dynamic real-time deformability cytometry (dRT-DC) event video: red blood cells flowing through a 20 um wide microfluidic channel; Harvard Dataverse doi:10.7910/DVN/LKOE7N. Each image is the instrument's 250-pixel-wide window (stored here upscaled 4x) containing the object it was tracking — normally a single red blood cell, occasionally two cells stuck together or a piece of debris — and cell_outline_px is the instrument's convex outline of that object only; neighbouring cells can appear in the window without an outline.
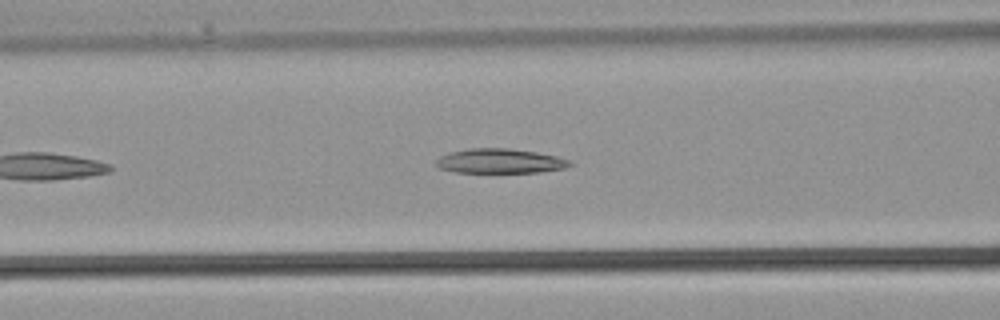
{"species": "common noctule bat (a hibernating species)", "species_latin": "Nyctalus noctula", "temperature_condition": "warm", "stored_images_in_passage": 13, "camera_frame_rate_fps": 3000, "um_per_image_px": 0.085, "animal": {"sex": "male", "body_mass_g": 21.5, "forearm_length_mm": 52.0}, "frame": {"image": 1, "passage_image": 6, "time_ms": 1.667, "image_size_px": [1000, 320], "cell_outline_px": [[572, 164], [564, 168], [540, 172], [452, 172], [436, 168], [432, 164], [440, 156], [448, 152], [468, 148], [508, 148], [536, 152], [556, 156], [572, 160]], "centroid_in_image_um": [42.42, 13.69], "position_along_channel_um": 124.2, "area_um2": 19.42}}